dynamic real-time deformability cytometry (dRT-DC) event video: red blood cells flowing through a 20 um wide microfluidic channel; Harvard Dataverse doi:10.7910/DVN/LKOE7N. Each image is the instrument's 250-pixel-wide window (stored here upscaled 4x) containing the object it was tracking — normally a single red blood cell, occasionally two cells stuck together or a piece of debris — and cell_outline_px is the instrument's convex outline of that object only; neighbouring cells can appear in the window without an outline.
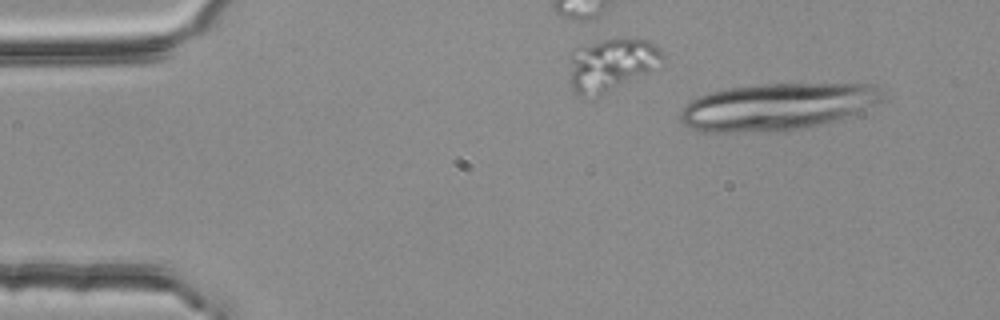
{"species": "common noctule bat (a hibernating species)", "species_latin": "Nyctalus noctula", "temperature_condition": "room temperature", "stored_images_in_passage": 3, "camera_frame_rate_fps": 3000, "um_per_image_px": 0.085, "animal": {"sex": "female", "body_mass_g": 25.1}, "frame": {"image": 1, "passage_image": 1, "time_ms": 0.0, "image_size_px": [1000, 320], "cell_outline_px": [[884, 100], [876, 104], [832, 120], [804, 128], [788, 132], [700, 132], [684, 124], [680, 116], [680, 112], [692, 100], [700, 96], [712, 92], [728, 88], [760, 84], [876, 84], [880, 88], [884, 96]], "centroid_in_image_um": [66.04, 9.07], "position_along_channel_um": 19.0, "area_um2": 54.97}}